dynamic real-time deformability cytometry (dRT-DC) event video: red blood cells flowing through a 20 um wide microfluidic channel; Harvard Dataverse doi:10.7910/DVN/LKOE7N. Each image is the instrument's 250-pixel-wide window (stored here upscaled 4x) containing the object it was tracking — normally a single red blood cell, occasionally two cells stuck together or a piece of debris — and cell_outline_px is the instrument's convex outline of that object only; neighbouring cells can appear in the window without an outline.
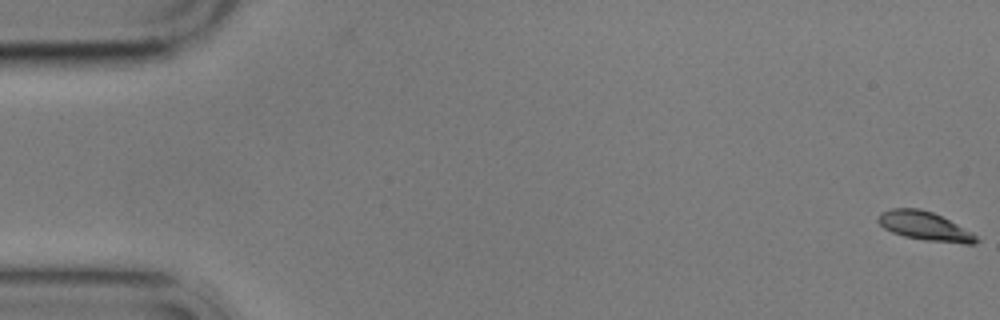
{"species": "common noctule bat (a hibernating species)", "species_latin": "Nyctalus noctula", "temperature_condition": "cold", "stored_images_in_passage": 4, "camera_frame_rate_fps": 3000, "um_per_image_px": 0.085, "animal": {"sex": "male", "body_mass_g": 17.9}, "frame": {"image": 1, "passage_image": 1, "time_ms": 0.0, "image_size_px": [1000, 320], "cell_outline_px": [[980, 240], [976, 244], [964, 244], [924, 240], [904, 236], [892, 232], [884, 228], [876, 220], [876, 216], [880, 212], [892, 208], [920, 208], [932, 212], [972, 232]], "centroid_in_image_um": [78.58, 19.22], "position_along_channel_um": 6.4, "area_um2": 16.53}}
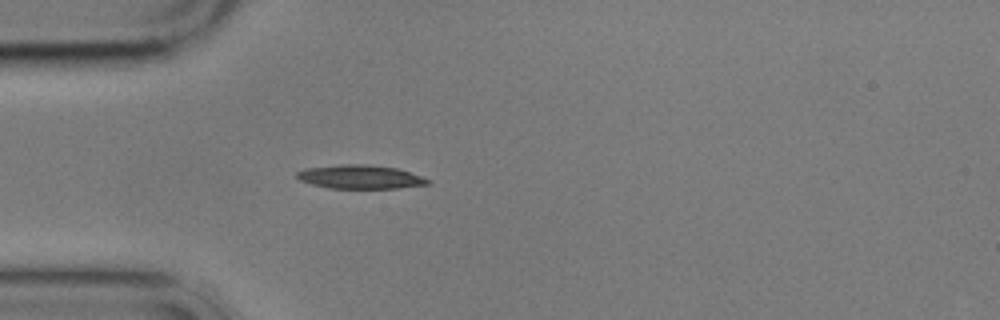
{"frame": {"image": 2, "passage_image": 4, "time_ms": 5.667, "image_size_px": [1000, 320], "cell_outline_px": [[432, 184], [400, 188], [328, 188], [312, 184], [300, 180], [296, 176], [296, 172], [304, 168], [340, 164], [364, 164], [396, 168], [432, 180]], "centroid_in_image_um": [30.62, 15.04], "position_along_channel_um": 54.4, "area_um2": 18.15}}